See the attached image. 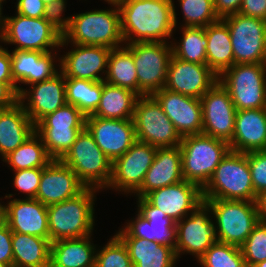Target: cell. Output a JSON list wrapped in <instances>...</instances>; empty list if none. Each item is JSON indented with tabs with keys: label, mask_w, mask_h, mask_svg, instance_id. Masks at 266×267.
Listing matches in <instances>:
<instances>
[{
	"label": "cell",
	"mask_w": 266,
	"mask_h": 267,
	"mask_svg": "<svg viewBox=\"0 0 266 267\" xmlns=\"http://www.w3.org/2000/svg\"><path fill=\"white\" fill-rule=\"evenodd\" d=\"M117 5L125 44L171 42L175 25L170 0H122Z\"/></svg>",
	"instance_id": "cell-1"
},
{
	"label": "cell",
	"mask_w": 266,
	"mask_h": 267,
	"mask_svg": "<svg viewBox=\"0 0 266 267\" xmlns=\"http://www.w3.org/2000/svg\"><path fill=\"white\" fill-rule=\"evenodd\" d=\"M100 190L86 188L78 196L47 206L50 241L80 238L96 232L97 194Z\"/></svg>",
	"instance_id": "cell-2"
},
{
	"label": "cell",
	"mask_w": 266,
	"mask_h": 267,
	"mask_svg": "<svg viewBox=\"0 0 266 267\" xmlns=\"http://www.w3.org/2000/svg\"><path fill=\"white\" fill-rule=\"evenodd\" d=\"M106 4L110 6L72 14L70 25L62 35L61 42L105 46L110 49L125 45L118 5Z\"/></svg>",
	"instance_id": "cell-3"
},
{
	"label": "cell",
	"mask_w": 266,
	"mask_h": 267,
	"mask_svg": "<svg viewBox=\"0 0 266 267\" xmlns=\"http://www.w3.org/2000/svg\"><path fill=\"white\" fill-rule=\"evenodd\" d=\"M203 199L256 202L246 153L229 150L202 188Z\"/></svg>",
	"instance_id": "cell-4"
},
{
	"label": "cell",
	"mask_w": 266,
	"mask_h": 267,
	"mask_svg": "<svg viewBox=\"0 0 266 267\" xmlns=\"http://www.w3.org/2000/svg\"><path fill=\"white\" fill-rule=\"evenodd\" d=\"M182 176L203 188L229 152V144L205 134L187 135L180 143Z\"/></svg>",
	"instance_id": "cell-5"
},
{
	"label": "cell",
	"mask_w": 266,
	"mask_h": 267,
	"mask_svg": "<svg viewBox=\"0 0 266 267\" xmlns=\"http://www.w3.org/2000/svg\"><path fill=\"white\" fill-rule=\"evenodd\" d=\"M61 161L69 166L87 187L100 190L108 187L112 176V162L97 146L85 127Z\"/></svg>",
	"instance_id": "cell-6"
},
{
	"label": "cell",
	"mask_w": 266,
	"mask_h": 267,
	"mask_svg": "<svg viewBox=\"0 0 266 267\" xmlns=\"http://www.w3.org/2000/svg\"><path fill=\"white\" fill-rule=\"evenodd\" d=\"M203 200L211 209L219 242L241 247L260 221L256 202Z\"/></svg>",
	"instance_id": "cell-7"
},
{
	"label": "cell",
	"mask_w": 266,
	"mask_h": 267,
	"mask_svg": "<svg viewBox=\"0 0 266 267\" xmlns=\"http://www.w3.org/2000/svg\"><path fill=\"white\" fill-rule=\"evenodd\" d=\"M86 126V116L74 105L66 103L47 114L35 124V133L41 138L53 160H61Z\"/></svg>",
	"instance_id": "cell-8"
},
{
	"label": "cell",
	"mask_w": 266,
	"mask_h": 267,
	"mask_svg": "<svg viewBox=\"0 0 266 267\" xmlns=\"http://www.w3.org/2000/svg\"><path fill=\"white\" fill-rule=\"evenodd\" d=\"M62 35L43 17L30 18L15 13L5 15L4 30L0 42L14 47L9 50H33L51 52L59 50Z\"/></svg>",
	"instance_id": "cell-9"
},
{
	"label": "cell",
	"mask_w": 266,
	"mask_h": 267,
	"mask_svg": "<svg viewBox=\"0 0 266 267\" xmlns=\"http://www.w3.org/2000/svg\"><path fill=\"white\" fill-rule=\"evenodd\" d=\"M218 81L237 111L266 108V63L234 64Z\"/></svg>",
	"instance_id": "cell-10"
},
{
	"label": "cell",
	"mask_w": 266,
	"mask_h": 267,
	"mask_svg": "<svg viewBox=\"0 0 266 267\" xmlns=\"http://www.w3.org/2000/svg\"><path fill=\"white\" fill-rule=\"evenodd\" d=\"M133 55L138 79V95H153L164 88L172 57L168 42H138L124 45Z\"/></svg>",
	"instance_id": "cell-11"
},
{
	"label": "cell",
	"mask_w": 266,
	"mask_h": 267,
	"mask_svg": "<svg viewBox=\"0 0 266 267\" xmlns=\"http://www.w3.org/2000/svg\"><path fill=\"white\" fill-rule=\"evenodd\" d=\"M136 140L157 148L180 146L182 137L152 96H139L134 110Z\"/></svg>",
	"instance_id": "cell-12"
},
{
	"label": "cell",
	"mask_w": 266,
	"mask_h": 267,
	"mask_svg": "<svg viewBox=\"0 0 266 267\" xmlns=\"http://www.w3.org/2000/svg\"><path fill=\"white\" fill-rule=\"evenodd\" d=\"M175 227L174 251L179 261L183 255L187 254L197 261L208 248L219 242L211 209L205 202L188 216L175 222Z\"/></svg>",
	"instance_id": "cell-13"
},
{
	"label": "cell",
	"mask_w": 266,
	"mask_h": 267,
	"mask_svg": "<svg viewBox=\"0 0 266 267\" xmlns=\"http://www.w3.org/2000/svg\"><path fill=\"white\" fill-rule=\"evenodd\" d=\"M227 24L235 64L266 63V21L240 13L222 18Z\"/></svg>",
	"instance_id": "cell-14"
},
{
	"label": "cell",
	"mask_w": 266,
	"mask_h": 267,
	"mask_svg": "<svg viewBox=\"0 0 266 267\" xmlns=\"http://www.w3.org/2000/svg\"><path fill=\"white\" fill-rule=\"evenodd\" d=\"M157 147L136 141L122 156L112 162V176L103 192L131 196L141 187L145 174L153 163Z\"/></svg>",
	"instance_id": "cell-15"
},
{
	"label": "cell",
	"mask_w": 266,
	"mask_h": 267,
	"mask_svg": "<svg viewBox=\"0 0 266 267\" xmlns=\"http://www.w3.org/2000/svg\"><path fill=\"white\" fill-rule=\"evenodd\" d=\"M136 199V213L131 219L125 220L121 228L115 230L118 237L145 238L149 242L155 241L175 247V221L163 211L151 205L144 197Z\"/></svg>",
	"instance_id": "cell-16"
},
{
	"label": "cell",
	"mask_w": 266,
	"mask_h": 267,
	"mask_svg": "<svg viewBox=\"0 0 266 267\" xmlns=\"http://www.w3.org/2000/svg\"><path fill=\"white\" fill-rule=\"evenodd\" d=\"M110 50L105 46L61 42L59 51L63 54L59 55L60 72L65 78L104 81Z\"/></svg>",
	"instance_id": "cell-17"
},
{
	"label": "cell",
	"mask_w": 266,
	"mask_h": 267,
	"mask_svg": "<svg viewBox=\"0 0 266 267\" xmlns=\"http://www.w3.org/2000/svg\"><path fill=\"white\" fill-rule=\"evenodd\" d=\"M202 105V134L227 142L232 141L237 110L228 91L217 81L200 98Z\"/></svg>",
	"instance_id": "cell-18"
},
{
	"label": "cell",
	"mask_w": 266,
	"mask_h": 267,
	"mask_svg": "<svg viewBox=\"0 0 266 267\" xmlns=\"http://www.w3.org/2000/svg\"><path fill=\"white\" fill-rule=\"evenodd\" d=\"M11 73L18 94L27 86L51 79L60 71L59 50H10Z\"/></svg>",
	"instance_id": "cell-19"
},
{
	"label": "cell",
	"mask_w": 266,
	"mask_h": 267,
	"mask_svg": "<svg viewBox=\"0 0 266 267\" xmlns=\"http://www.w3.org/2000/svg\"><path fill=\"white\" fill-rule=\"evenodd\" d=\"M85 127L111 162L125 154L137 141L133 119L86 116Z\"/></svg>",
	"instance_id": "cell-20"
},
{
	"label": "cell",
	"mask_w": 266,
	"mask_h": 267,
	"mask_svg": "<svg viewBox=\"0 0 266 267\" xmlns=\"http://www.w3.org/2000/svg\"><path fill=\"white\" fill-rule=\"evenodd\" d=\"M18 102L31 121L38 123L67 103L65 76L59 71L51 79L27 86L18 94Z\"/></svg>",
	"instance_id": "cell-21"
},
{
	"label": "cell",
	"mask_w": 266,
	"mask_h": 267,
	"mask_svg": "<svg viewBox=\"0 0 266 267\" xmlns=\"http://www.w3.org/2000/svg\"><path fill=\"white\" fill-rule=\"evenodd\" d=\"M3 220L12 232L50 240L47 206L36 198H4Z\"/></svg>",
	"instance_id": "cell-22"
},
{
	"label": "cell",
	"mask_w": 266,
	"mask_h": 267,
	"mask_svg": "<svg viewBox=\"0 0 266 267\" xmlns=\"http://www.w3.org/2000/svg\"><path fill=\"white\" fill-rule=\"evenodd\" d=\"M181 137L202 134V105L198 98L162 88L152 95Z\"/></svg>",
	"instance_id": "cell-23"
},
{
	"label": "cell",
	"mask_w": 266,
	"mask_h": 267,
	"mask_svg": "<svg viewBox=\"0 0 266 267\" xmlns=\"http://www.w3.org/2000/svg\"><path fill=\"white\" fill-rule=\"evenodd\" d=\"M144 198L175 222L188 216L204 202L202 188L186 180L156 189Z\"/></svg>",
	"instance_id": "cell-24"
},
{
	"label": "cell",
	"mask_w": 266,
	"mask_h": 267,
	"mask_svg": "<svg viewBox=\"0 0 266 267\" xmlns=\"http://www.w3.org/2000/svg\"><path fill=\"white\" fill-rule=\"evenodd\" d=\"M217 81L218 76L207 64L186 62L172 55L164 88L200 99Z\"/></svg>",
	"instance_id": "cell-25"
},
{
	"label": "cell",
	"mask_w": 266,
	"mask_h": 267,
	"mask_svg": "<svg viewBox=\"0 0 266 267\" xmlns=\"http://www.w3.org/2000/svg\"><path fill=\"white\" fill-rule=\"evenodd\" d=\"M87 187L61 160H52L42 170L36 199L48 206L74 198Z\"/></svg>",
	"instance_id": "cell-26"
},
{
	"label": "cell",
	"mask_w": 266,
	"mask_h": 267,
	"mask_svg": "<svg viewBox=\"0 0 266 267\" xmlns=\"http://www.w3.org/2000/svg\"><path fill=\"white\" fill-rule=\"evenodd\" d=\"M180 146L157 148L152 165L145 174L141 187L132 195L145 197L148 193L183 181Z\"/></svg>",
	"instance_id": "cell-27"
},
{
	"label": "cell",
	"mask_w": 266,
	"mask_h": 267,
	"mask_svg": "<svg viewBox=\"0 0 266 267\" xmlns=\"http://www.w3.org/2000/svg\"><path fill=\"white\" fill-rule=\"evenodd\" d=\"M229 147L242 153L266 150V108L237 111Z\"/></svg>",
	"instance_id": "cell-28"
},
{
	"label": "cell",
	"mask_w": 266,
	"mask_h": 267,
	"mask_svg": "<svg viewBox=\"0 0 266 267\" xmlns=\"http://www.w3.org/2000/svg\"><path fill=\"white\" fill-rule=\"evenodd\" d=\"M35 133V124L19 102L0 109V159L17 149Z\"/></svg>",
	"instance_id": "cell-29"
},
{
	"label": "cell",
	"mask_w": 266,
	"mask_h": 267,
	"mask_svg": "<svg viewBox=\"0 0 266 267\" xmlns=\"http://www.w3.org/2000/svg\"><path fill=\"white\" fill-rule=\"evenodd\" d=\"M93 238V235H89L52 242L50 267H91L95 265L98 244L94 243Z\"/></svg>",
	"instance_id": "cell-30"
},
{
	"label": "cell",
	"mask_w": 266,
	"mask_h": 267,
	"mask_svg": "<svg viewBox=\"0 0 266 267\" xmlns=\"http://www.w3.org/2000/svg\"><path fill=\"white\" fill-rule=\"evenodd\" d=\"M126 245L133 267H176L174 248L145 238L119 237Z\"/></svg>",
	"instance_id": "cell-31"
},
{
	"label": "cell",
	"mask_w": 266,
	"mask_h": 267,
	"mask_svg": "<svg viewBox=\"0 0 266 267\" xmlns=\"http://www.w3.org/2000/svg\"><path fill=\"white\" fill-rule=\"evenodd\" d=\"M205 34L208 40L207 65L219 77L235 64L229 28L219 19L205 27Z\"/></svg>",
	"instance_id": "cell-32"
},
{
	"label": "cell",
	"mask_w": 266,
	"mask_h": 267,
	"mask_svg": "<svg viewBox=\"0 0 266 267\" xmlns=\"http://www.w3.org/2000/svg\"><path fill=\"white\" fill-rule=\"evenodd\" d=\"M13 267H50L51 241L12 232Z\"/></svg>",
	"instance_id": "cell-33"
},
{
	"label": "cell",
	"mask_w": 266,
	"mask_h": 267,
	"mask_svg": "<svg viewBox=\"0 0 266 267\" xmlns=\"http://www.w3.org/2000/svg\"><path fill=\"white\" fill-rule=\"evenodd\" d=\"M138 97L139 95L130 89L110 85L102 81L99 106L89 116L109 119H133Z\"/></svg>",
	"instance_id": "cell-34"
},
{
	"label": "cell",
	"mask_w": 266,
	"mask_h": 267,
	"mask_svg": "<svg viewBox=\"0 0 266 267\" xmlns=\"http://www.w3.org/2000/svg\"><path fill=\"white\" fill-rule=\"evenodd\" d=\"M175 33L181 35L179 37L173 35L170 42L174 57L186 62L207 64L208 40L205 27H175Z\"/></svg>",
	"instance_id": "cell-35"
},
{
	"label": "cell",
	"mask_w": 266,
	"mask_h": 267,
	"mask_svg": "<svg viewBox=\"0 0 266 267\" xmlns=\"http://www.w3.org/2000/svg\"><path fill=\"white\" fill-rule=\"evenodd\" d=\"M104 81L138 94V79L133 55L124 45L110 50Z\"/></svg>",
	"instance_id": "cell-36"
},
{
	"label": "cell",
	"mask_w": 266,
	"mask_h": 267,
	"mask_svg": "<svg viewBox=\"0 0 266 267\" xmlns=\"http://www.w3.org/2000/svg\"><path fill=\"white\" fill-rule=\"evenodd\" d=\"M52 160L41 138L34 133L17 149L4 157L1 163H5L4 166L7 165L11 172L30 168H44Z\"/></svg>",
	"instance_id": "cell-37"
},
{
	"label": "cell",
	"mask_w": 266,
	"mask_h": 267,
	"mask_svg": "<svg viewBox=\"0 0 266 267\" xmlns=\"http://www.w3.org/2000/svg\"><path fill=\"white\" fill-rule=\"evenodd\" d=\"M170 1L173 3V20L175 27H207L209 24L219 20L214 10L213 0ZM177 6L181 9L180 12L182 14L179 13ZM178 15H182V20L177 17Z\"/></svg>",
	"instance_id": "cell-38"
},
{
	"label": "cell",
	"mask_w": 266,
	"mask_h": 267,
	"mask_svg": "<svg viewBox=\"0 0 266 267\" xmlns=\"http://www.w3.org/2000/svg\"><path fill=\"white\" fill-rule=\"evenodd\" d=\"M66 102L76 106L85 116L92 115L99 106L102 81L65 78Z\"/></svg>",
	"instance_id": "cell-39"
},
{
	"label": "cell",
	"mask_w": 266,
	"mask_h": 267,
	"mask_svg": "<svg viewBox=\"0 0 266 267\" xmlns=\"http://www.w3.org/2000/svg\"><path fill=\"white\" fill-rule=\"evenodd\" d=\"M201 267H246L240 247L227 243H214L197 260Z\"/></svg>",
	"instance_id": "cell-40"
},
{
	"label": "cell",
	"mask_w": 266,
	"mask_h": 267,
	"mask_svg": "<svg viewBox=\"0 0 266 267\" xmlns=\"http://www.w3.org/2000/svg\"><path fill=\"white\" fill-rule=\"evenodd\" d=\"M106 243L98 245L95 265L97 267H133L126 245L113 233Z\"/></svg>",
	"instance_id": "cell-41"
},
{
	"label": "cell",
	"mask_w": 266,
	"mask_h": 267,
	"mask_svg": "<svg viewBox=\"0 0 266 267\" xmlns=\"http://www.w3.org/2000/svg\"><path fill=\"white\" fill-rule=\"evenodd\" d=\"M240 248L246 267L266 260V221H259Z\"/></svg>",
	"instance_id": "cell-42"
},
{
	"label": "cell",
	"mask_w": 266,
	"mask_h": 267,
	"mask_svg": "<svg viewBox=\"0 0 266 267\" xmlns=\"http://www.w3.org/2000/svg\"><path fill=\"white\" fill-rule=\"evenodd\" d=\"M43 168H30L12 171L11 186L14 187L15 193L5 194L4 198H15V195L22 194L19 198H35L39 189L40 178ZM19 191V192H18ZM18 192V193H17ZM24 196V197H23Z\"/></svg>",
	"instance_id": "cell-43"
},
{
	"label": "cell",
	"mask_w": 266,
	"mask_h": 267,
	"mask_svg": "<svg viewBox=\"0 0 266 267\" xmlns=\"http://www.w3.org/2000/svg\"><path fill=\"white\" fill-rule=\"evenodd\" d=\"M254 192L258 195L266 189V150L246 153Z\"/></svg>",
	"instance_id": "cell-44"
},
{
	"label": "cell",
	"mask_w": 266,
	"mask_h": 267,
	"mask_svg": "<svg viewBox=\"0 0 266 267\" xmlns=\"http://www.w3.org/2000/svg\"><path fill=\"white\" fill-rule=\"evenodd\" d=\"M68 0H57L45 6L44 19L63 35L70 25L72 14H65ZM66 15V16H65Z\"/></svg>",
	"instance_id": "cell-45"
},
{
	"label": "cell",
	"mask_w": 266,
	"mask_h": 267,
	"mask_svg": "<svg viewBox=\"0 0 266 267\" xmlns=\"http://www.w3.org/2000/svg\"><path fill=\"white\" fill-rule=\"evenodd\" d=\"M14 13L30 18L44 17L45 4L42 0H16Z\"/></svg>",
	"instance_id": "cell-46"
},
{
	"label": "cell",
	"mask_w": 266,
	"mask_h": 267,
	"mask_svg": "<svg viewBox=\"0 0 266 267\" xmlns=\"http://www.w3.org/2000/svg\"><path fill=\"white\" fill-rule=\"evenodd\" d=\"M0 262L13 264L12 231L4 220L0 222Z\"/></svg>",
	"instance_id": "cell-47"
},
{
	"label": "cell",
	"mask_w": 266,
	"mask_h": 267,
	"mask_svg": "<svg viewBox=\"0 0 266 267\" xmlns=\"http://www.w3.org/2000/svg\"><path fill=\"white\" fill-rule=\"evenodd\" d=\"M239 13L266 21V0H242Z\"/></svg>",
	"instance_id": "cell-48"
},
{
	"label": "cell",
	"mask_w": 266,
	"mask_h": 267,
	"mask_svg": "<svg viewBox=\"0 0 266 267\" xmlns=\"http://www.w3.org/2000/svg\"><path fill=\"white\" fill-rule=\"evenodd\" d=\"M0 83H15L11 73V55L8 47L0 42Z\"/></svg>",
	"instance_id": "cell-49"
},
{
	"label": "cell",
	"mask_w": 266,
	"mask_h": 267,
	"mask_svg": "<svg viewBox=\"0 0 266 267\" xmlns=\"http://www.w3.org/2000/svg\"><path fill=\"white\" fill-rule=\"evenodd\" d=\"M242 0H213L214 10L219 19L239 13Z\"/></svg>",
	"instance_id": "cell-50"
},
{
	"label": "cell",
	"mask_w": 266,
	"mask_h": 267,
	"mask_svg": "<svg viewBox=\"0 0 266 267\" xmlns=\"http://www.w3.org/2000/svg\"><path fill=\"white\" fill-rule=\"evenodd\" d=\"M18 102L16 83H0V109L8 108Z\"/></svg>",
	"instance_id": "cell-51"
},
{
	"label": "cell",
	"mask_w": 266,
	"mask_h": 267,
	"mask_svg": "<svg viewBox=\"0 0 266 267\" xmlns=\"http://www.w3.org/2000/svg\"><path fill=\"white\" fill-rule=\"evenodd\" d=\"M256 203L260 220L266 221V189L258 194Z\"/></svg>",
	"instance_id": "cell-52"
},
{
	"label": "cell",
	"mask_w": 266,
	"mask_h": 267,
	"mask_svg": "<svg viewBox=\"0 0 266 267\" xmlns=\"http://www.w3.org/2000/svg\"><path fill=\"white\" fill-rule=\"evenodd\" d=\"M3 8L5 9V7H3V5L0 3V37L4 30V22H5V15H6L4 14Z\"/></svg>",
	"instance_id": "cell-53"
},
{
	"label": "cell",
	"mask_w": 266,
	"mask_h": 267,
	"mask_svg": "<svg viewBox=\"0 0 266 267\" xmlns=\"http://www.w3.org/2000/svg\"><path fill=\"white\" fill-rule=\"evenodd\" d=\"M4 197H0V222L3 220V201Z\"/></svg>",
	"instance_id": "cell-54"
},
{
	"label": "cell",
	"mask_w": 266,
	"mask_h": 267,
	"mask_svg": "<svg viewBox=\"0 0 266 267\" xmlns=\"http://www.w3.org/2000/svg\"><path fill=\"white\" fill-rule=\"evenodd\" d=\"M253 267H266V260L257 263V264L254 265Z\"/></svg>",
	"instance_id": "cell-55"
},
{
	"label": "cell",
	"mask_w": 266,
	"mask_h": 267,
	"mask_svg": "<svg viewBox=\"0 0 266 267\" xmlns=\"http://www.w3.org/2000/svg\"><path fill=\"white\" fill-rule=\"evenodd\" d=\"M86 1V0H85ZM88 1V0H87ZM100 1H103V3H118V2H120V1H122V0H100Z\"/></svg>",
	"instance_id": "cell-56"
},
{
	"label": "cell",
	"mask_w": 266,
	"mask_h": 267,
	"mask_svg": "<svg viewBox=\"0 0 266 267\" xmlns=\"http://www.w3.org/2000/svg\"><path fill=\"white\" fill-rule=\"evenodd\" d=\"M0 267H13V264H5L0 262Z\"/></svg>",
	"instance_id": "cell-57"
},
{
	"label": "cell",
	"mask_w": 266,
	"mask_h": 267,
	"mask_svg": "<svg viewBox=\"0 0 266 267\" xmlns=\"http://www.w3.org/2000/svg\"><path fill=\"white\" fill-rule=\"evenodd\" d=\"M44 2L45 5L47 4H50V3H53L54 1H57V0H42Z\"/></svg>",
	"instance_id": "cell-58"
},
{
	"label": "cell",
	"mask_w": 266,
	"mask_h": 267,
	"mask_svg": "<svg viewBox=\"0 0 266 267\" xmlns=\"http://www.w3.org/2000/svg\"><path fill=\"white\" fill-rule=\"evenodd\" d=\"M10 1V0H9ZM0 3L2 4V5H5L6 3H7V0H0Z\"/></svg>",
	"instance_id": "cell-59"
}]
</instances>
